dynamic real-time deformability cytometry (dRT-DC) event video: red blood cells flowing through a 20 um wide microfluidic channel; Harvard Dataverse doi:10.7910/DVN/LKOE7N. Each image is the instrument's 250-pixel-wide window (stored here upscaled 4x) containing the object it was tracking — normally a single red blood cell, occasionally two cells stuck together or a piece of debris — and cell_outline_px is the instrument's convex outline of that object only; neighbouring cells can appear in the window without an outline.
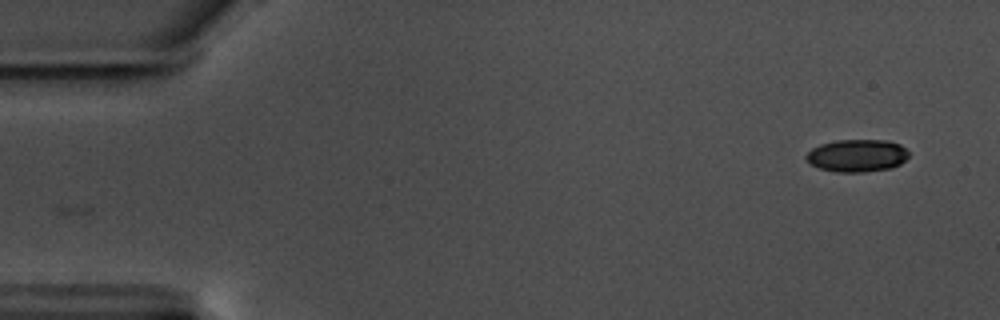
{"species": "common noctule bat (a hibernating species)", "species_latin": "Nyctalus noctula", "temperature_condition": "warm", "stored_images_in_passage": 56, "camera_frame_rate_fps": 3000, "um_per_image_px": 0.085, "animal": {"sex": "male", "body_mass_g": 17.5, "forearm_length_mm": 52.3}, "frame": {"image": 1, "passage_image": 1, "time_ms": 0.0, "image_size_px": [1000, 320], "cell_outline_px": [[908, 156], [900, 164], [888, 168], [864, 172], [836, 172], [820, 168], [812, 164], [804, 156], [812, 148], [820, 144], [836, 140], [888, 140], [900, 144], [908, 152]], "centroid_in_image_um": [72.84, 13.21], "position_along_channel_um": 12.2, "area_um2": 19.31}}
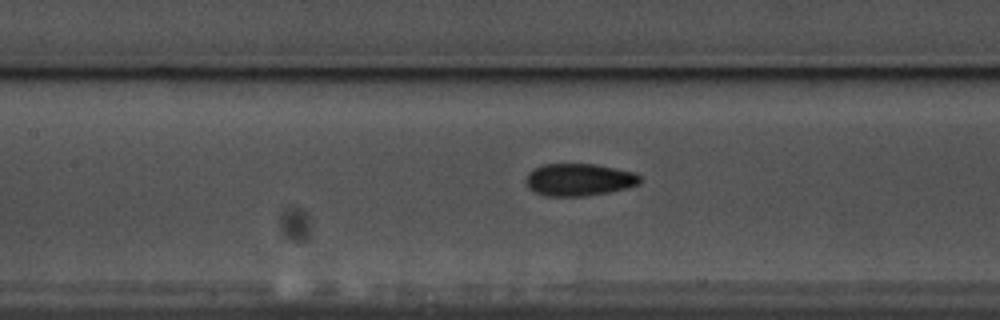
{"frame": {"image": 2, "passage_image": 24, "time_ms": 7.667, "image_size_px": [1000, 320], "cell_outline_px": [[640, 184], [608, 192], [584, 196], [544, 196], [528, 188], [524, 180], [528, 172], [532, 168], [544, 164], [596, 164], [636, 172], [640, 176]], "centroid_in_image_um": [49.18, 15.26], "position_along_channel_um": 158.2, "area_um2": 21.68}}
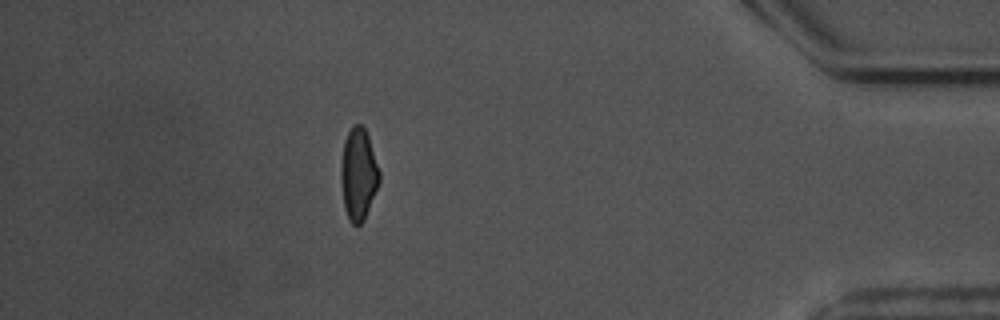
{"frame": {"image": 3, "passage_image": 49, "time_ms": 16.0, "image_size_px": [1000, 320], "cell_outline_px": [[380, 180], [364, 220], [356, 228], [348, 220], [344, 208], [340, 180], [340, 164], [344, 140], [352, 124], [360, 124], [364, 128], [368, 136], [380, 172]], "centroid_in_image_um": [30.44, 14.83], "position_along_channel_um": 404.8, "area_um2": 20.81}, "authors_computed_cell_mechanics": {"area_um2": 20.7213, "velocity_mm_per_s": 3.5368, "shape_relaxation_time_tau1_ms": 4.9332, "shape_relaxation_time_tau2_ms": 1.8717, "deformation_change_tau1": 0.1389, "deformation_change_tau2": 0.0779}}